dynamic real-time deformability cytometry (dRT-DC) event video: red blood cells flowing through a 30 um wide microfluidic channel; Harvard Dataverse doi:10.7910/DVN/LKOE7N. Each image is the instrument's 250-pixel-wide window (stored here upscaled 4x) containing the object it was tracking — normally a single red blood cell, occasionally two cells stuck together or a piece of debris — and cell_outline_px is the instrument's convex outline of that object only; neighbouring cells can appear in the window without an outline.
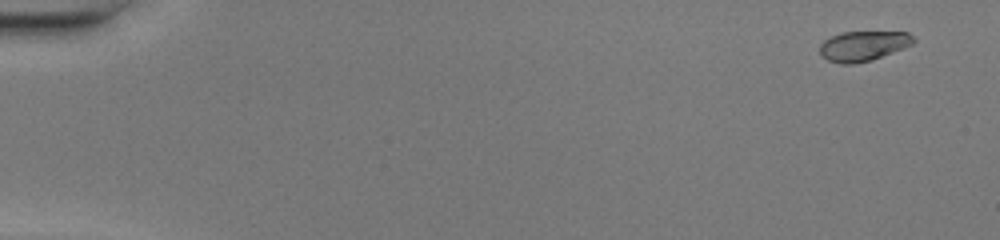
{"species": "common noctule bat (a hibernating species)", "species_latin": "Nyctalus noctula", "temperature_condition": "warm", "stored_images_in_passage": 49, "camera_frame_rate_fps": 3000, "um_per_image_px": 0.085, "animal": {"sex": "female", "body_mass_g": 20.0, "forearm_length_mm": 54.0}, "frame": {"image": 1, "passage_image": 3, "time_ms": 0.667, "image_size_px": [1000, 240], "cell_outline_px": [[916, 40], [912, 44], [904, 48], [872, 60], [852, 64], [840, 64], [828, 60], [820, 56], [820, 44], [824, 40], [840, 32], [908, 32]], "centroid_in_image_um": [73.36, 3.91], "position_along_channel_um": 11.6, "area_um2": 16.42}}
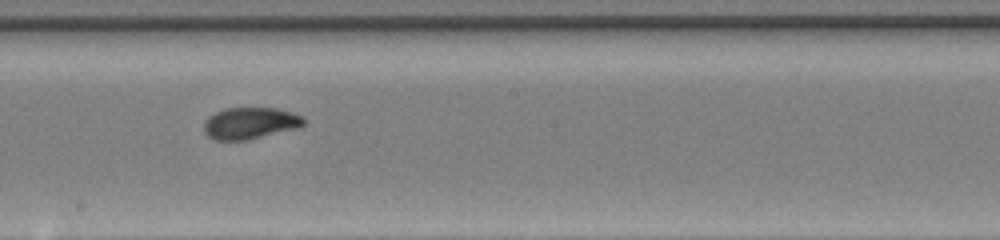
{"frame": {"image": 2, "passage_image": 29, "time_ms": 9.333, "image_size_px": [1000, 240], "cell_outline_px": [[304, 124], [300, 128], [248, 140], [212, 140], [204, 132], [204, 124], [208, 116], [224, 108], [276, 108], [292, 112], [304, 116]], "centroid_in_image_um": [21.28, 10.48], "position_along_channel_um": 226.9, "area_um2": 18.67}}
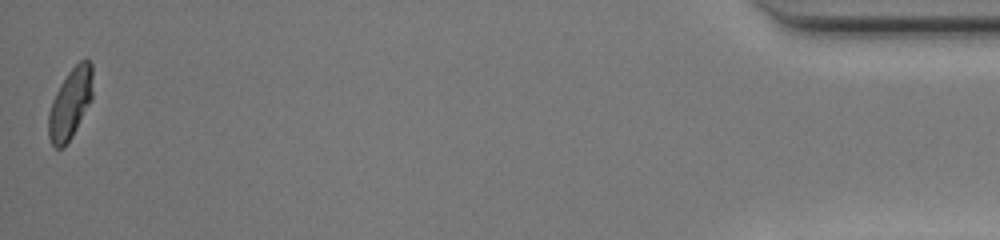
{"frame": {"image": 3, "passage_image": 49, "time_ms": 16.0, "image_size_px": [1000, 240], "cell_outline_px": [[92, 100], [72, 136], [64, 148], [56, 148], [52, 144], [48, 136], [48, 112], [52, 100], [60, 84], [68, 72], [80, 60], [88, 60], [92, 64]], "centroid_in_image_um": [5.96, 8.82], "position_along_channel_um": 429.2, "area_um2": 18.21}, "authors_computed_cell_mechanics": {"area_um2": 18.1492, "velocity_mm_per_s": 4.3183, "shape_relaxation_time_tau1_ms": 4.9573, "shape_relaxation_time_tau2_ms": 0.6189, "deformation_change_tau1": 0.1997, "deformation_change_tau2": 0.0496}}